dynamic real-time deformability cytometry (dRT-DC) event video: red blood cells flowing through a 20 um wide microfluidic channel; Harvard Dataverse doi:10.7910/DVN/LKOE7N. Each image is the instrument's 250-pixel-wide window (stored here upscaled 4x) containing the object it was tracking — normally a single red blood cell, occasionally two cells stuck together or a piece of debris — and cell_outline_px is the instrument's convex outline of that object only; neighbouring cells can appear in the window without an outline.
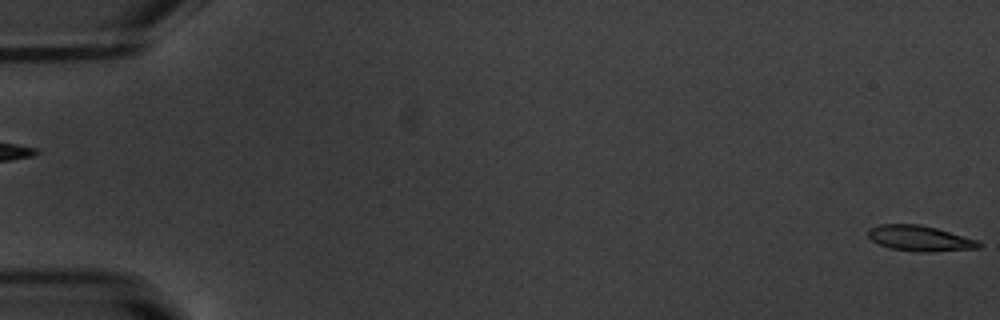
{"species": "common noctule bat (a hibernating species)", "species_latin": "Nyctalus noctula", "temperature_condition": "warm", "stored_images_in_passage": 55, "camera_frame_rate_fps": 3000, "um_per_image_px": 0.085, "animal": {"sex": "male", "body_mass_g": 20.1, "forearm_length_mm": 53.5}, "frame": {"image": 1, "passage_image": 1, "time_ms": 0.0, "image_size_px": [1000, 320], "cell_outline_px": [[984, 244], [980, 248], [928, 252], [920, 252], [888, 248], [872, 240], [868, 236], [868, 228], [880, 224], [920, 224], [936, 228], [976, 240]], "centroid_in_image_um": [78.17, 20.26], "position_along_channel_um": 6.8, "area_um2": 16.42}}
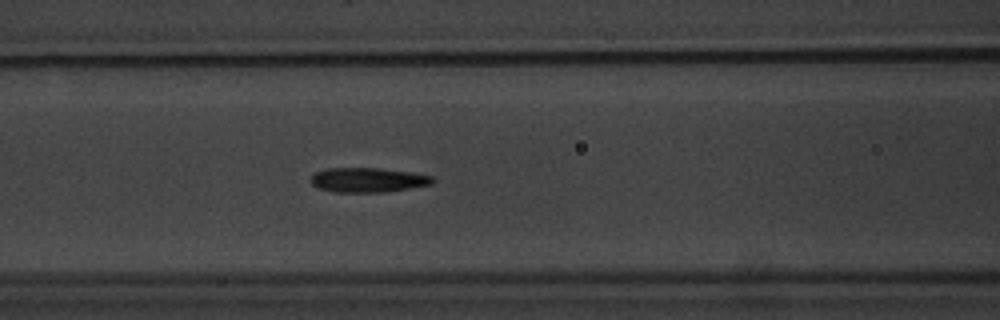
{"frame": {"image": 2, "passage_image": 24, "time_ms": 7.667, "image_size_px": [1000, 320], "cell_outline_px": [[436, 180], [432, 184], [388, 192], [332, 192], [320, 188], [312, 184], [312, 176], [316, 172], [328, 168], [380, 168], [436, 176]], "centroid_in_image_um": [31.33, 15.3], "position_along_channel_um": 135.3, "area_um2": 17.46}}
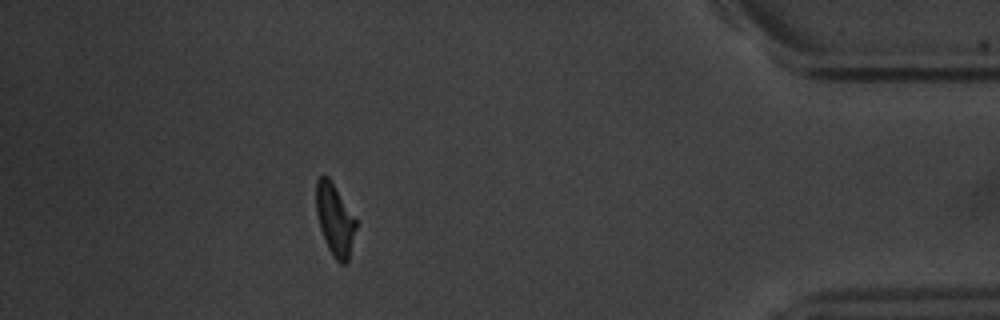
{"frame": {"image": 3, "passage_image": 49, "time_ms": 16.0, "image_size_px": [1000, 320], "cell_outline_px": [[356, 228], [348, 260], [344, 264], [340, 264], [332, 256], [324, 240], [320, 228], [316, 212], [316, 180], [324, 172], [328, 176], [356, 220]], "centroid_in_image_um": [28.43, 18.67], "position_along_channel_um": 406.8, "area_um2": 16.53}, "authors_computed_cell_mechanics": {"area_um2": 16.9354, "velocity_mm_per_s": 3.7988, "shape_relaxation_time_tau1_ms": 3.652, "shape_relaxation_time_tau2_ms": 2.1729, "deformation_change_tau1": 0.1645, "deformation_change_tau2": 0.1062}}